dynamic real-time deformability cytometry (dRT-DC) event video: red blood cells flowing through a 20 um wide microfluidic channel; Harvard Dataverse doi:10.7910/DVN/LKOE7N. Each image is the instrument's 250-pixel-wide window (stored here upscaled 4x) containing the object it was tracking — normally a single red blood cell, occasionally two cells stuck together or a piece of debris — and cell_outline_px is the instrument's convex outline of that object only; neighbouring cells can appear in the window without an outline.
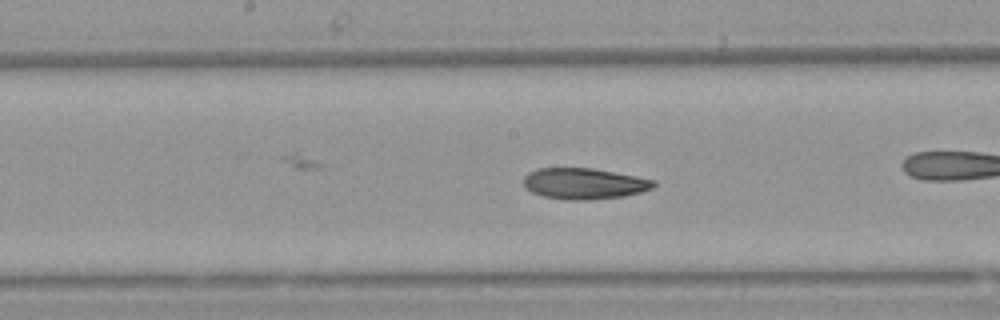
{"species": "Egyptian fruit bat (a non-hibernating species)", "species_latin": "Rousettus aegyptiacus", "temperature_condition": "warm", "stored_images_in_passage": 31, "camera_frame_rate_fps": 3000, "um_per_image_px": 0.085, "animal": {"sex": "female"}, "frame": {"image": 1, "passage_image": 11, "time_ms": 3.333, "image_size_px": [1000, 320], "cell_outline_px": [[656, 184], [652, 188], [640, 192], [624, 196], [588, 200], [564, 200], [544, 196], [532, 192], [524, 184], [524, 176], [528, 172], [536, 168], [592, 168], [636, 176], [656, 180]], "centroid_in_image_um": [49.65, 15.6], "position_along_channel_um": 198.5, "area_um2": 23.52}, "authors_computed_cell_mechanics": {"area_um2": 23.6402, "velocity_mm_per_s": 3.796, "shape_relaxation_time_tau1_ms": null, "shape_relaxation_time_tau2_ms": 4.2056, "deformation_change_tau1": null, "deformation_change_tau2": 0.1068}}